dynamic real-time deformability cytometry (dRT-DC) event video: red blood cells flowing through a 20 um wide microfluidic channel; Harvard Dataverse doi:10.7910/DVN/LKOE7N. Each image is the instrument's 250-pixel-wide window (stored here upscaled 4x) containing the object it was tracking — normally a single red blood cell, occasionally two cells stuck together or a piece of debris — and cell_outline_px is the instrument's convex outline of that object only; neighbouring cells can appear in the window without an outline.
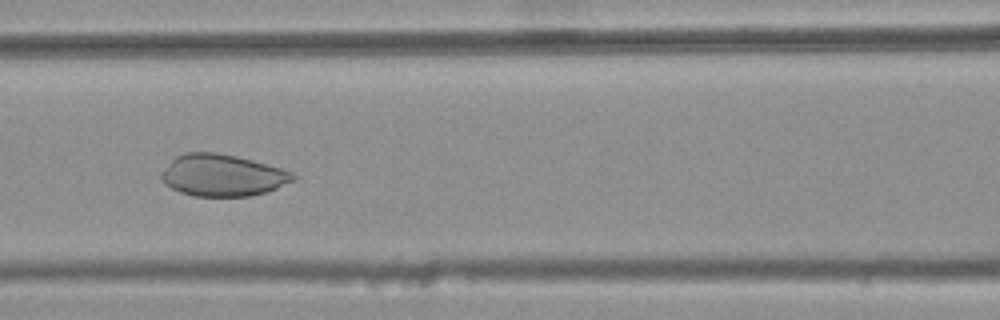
{"species": "common noctule bat (a hibernating species)", "species_latin": "Nyctalus noctula", "temperature_condition": "warm", "stored_images_in_passage": 43, "camera_frame_rate_fps": 3000, "um_per_image_px": 0.085, "animal": {"sex": "female", "body_mass_g": 25.1}, "frame": {"image": 1, "passage_image": 22, "time_ms": 7.0, "image_size_px": [1000, 320], "cell_outline_px": [[296, 180], [276, 188], [264, 192], [248, 196], [196, 196], [180, 192], [164, 184], [160, 176], [172, 160], [176, 156], [184, 152], [216, 152], [236, 156], [252, 160], [280, 168], [292, 172], [296, 176]], "centroid_in_image_um": [18.91, 14.89], "position_along_channel_um": 147.7, "area_um2": 31.85}}
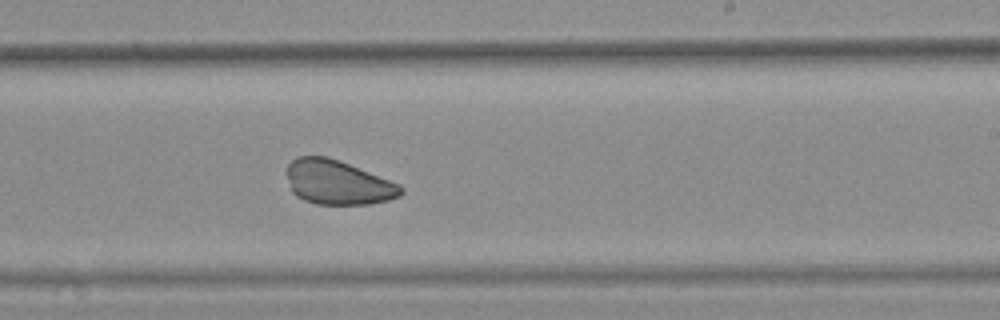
{"frame": {"image": 2, "passage_image": 31, "time_ms": 10.0, "image_size_px": [1000, 320], "cell_outline_px": [[404, 192], [400, 196], [388, 200], [368, 204], [316, 204], [304, 200], [296, 196], [292, 192], [288, 176], [288, 164], [296, 156], [328, 156], [400, 184], [404, 188]], "centroid_in_image_um": [28.73, 15.51], "position_along_channel_um": 260.3, "area_um2": 29.36}}
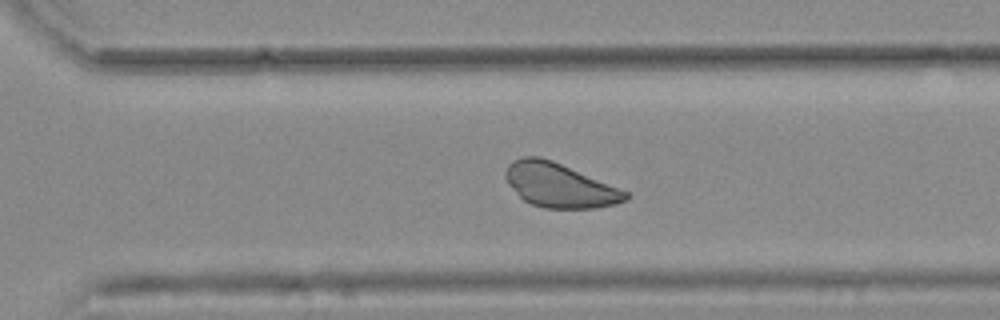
{"frame": {"image": 3, "passage_image": 36, "time_ms": 11.667, "image_size_px": [1000, 320], "cell_outline_px": [[628, 200], [616, 204], [596, 208], [544, 208], [532, 204], [524, 200], [508, 184], [504, 176], [504, 172], [508, 164], [512, 160], [520, 156], [540, 156], [552, 160], [628, 192]], "centroid_in_image_um": [47.52, 15.74], "position_along_channel_um": 323.1, "area_um2": 30.81}}